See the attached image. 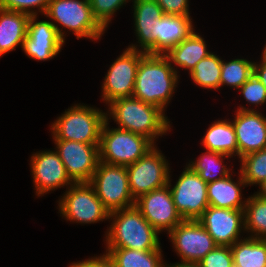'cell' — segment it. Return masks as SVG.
<instances>
[{"instance_id":"obj_1","label":"cell","mask_w":266,"mask_h":267,"mask_svg":"<svg viewBox=\"0 0 266 267\" xmlns=\"http://www.w3.org/2000/svg\"><path fill=\"white\" fill-rule=\"evenodd\" d=\"M176 68L164 54L146 53L140 60L132 97L164 108L178 84Z\"/></svg>"},{"instance_id":"obj_2","label":"cell","mask_w":266,"mask_h":267,"mask_svg":"<svg viewBox=\"0 0 266 267\" xmlns=\"http://www.w3.org/2000/svg\"><path fill=\"white\" fill-rule=\"evenodd\" d=\"M118 128L149 139L153 144L159 136L170 131V121L159 107L134 97L118 98L108 104Z\"/></svg>"},{"instance_id":"obj_3","label":"cell","mask_w":266,"mask_h":267,"mask_svg":"<svg viewBox=\"0 0 266 267\" xmlns=\"http://www.w3.org/2000/svg\"><path fill=\"white\" fill-rule=\"evenodd\" d=\"M109 218L114 221L106 234L107 248L161 250L159 232L135 205L110 212Z\"/></svg>"},{"instance_id":"obj_4","label":"cell","mask_w":266,"mask_h":267,"mask_svg":"<svg viewBox=\"0 0 266 267\" xmlns=\"http://www.w3.org/2000/svg\"><path fill=\"white\" fill-rule=\"evenodd\" d=\"M107 113L86 105H74L52 124L53 139L100 144Z\"/></svg>"},{"instance_id":"obj_5","label":"cell","mask_w":266,"mask_h":267,"mask_svg":"<svg viewBox=\"0 0 266 267\" xmlns=\"http://www.w3.org/2000/svg\"><path fill=\"white\" fill-rule=\"evenodd\" d=\"M108 116L100 137L99 161L119 166H128L143 157L153 144L146 137L119 128L109 129Z\"/></svg>"},{"instance_id":"obj_6","label":"cell","mask_w":266,"mask_h":267,"mask_svg":"<svg viewBox=\"0 0 266 267\" xmlns=\"http://www.w3.org/2000/svg\"><path fill=\"white\" fill-rule=\"evenodd\" d=\"M89 184L109 212L135 205L136 200L130 191L126 166L99 161Z\"/></svg>"},{"instance_id":"obj_7","label":"cell","mask_w":266,"mask_h":267,"mask_svg":"<svg viewBox=\"0 0 266 267\" xmlns=\"http://www.w3.org/2000/svg\"><path fill=\"white\" fill-rule=\"evenodd\" d=\"M44 15L73 31L77 39L85 37L95 41L105 32L94 18L89 0H50Z\"/></svg>"},{"instance_id":"obj_8","label":"cell","mask_w":266,"mask_h":267,"mask_svg":"<svg viewBox=\"0 0 266 267\" xmlns=\"http://www.w3.org/2000/svg\"><path fill=\"white\" fill-rule=\"evenodd\" d=\"M59 200V211L69 221L97 223L109 219L110 212L104 207L88 183H73Z\"/></svg>"},{"instance_id":"obj_9","label":"cell","mask_w":266,"mask_h":267,"mask_svg":"<svg viewBox=\"0 0 266 267\" xmlns=\"http://www.w3.org/2000/svg\"><path fill=\"white\" fill-rule=\"evenodd\" d=\"M166 160L154 145L143 157L126 166L130 191L135 200L168 184L170 171Z\"/></svg>"},{"instance_id":"obj_10","label":"cell","mask_w":266,"mask_h":267,"mask_svg":"<svg viewBox=\"0 0 266 267\" xmlns=\"http://www.w3.org/2000/svg\"><path fill=\"white\" fill-rule=\"evenodd\" d=\"M131 45L113 62L102 84V99L111 103L118 98L132 97L141 58L146 54Z\"/></svg>"},{"instance_id":"obj_11","label":"cell","mask_w":266,"mask_h":267,"mask_svg":"<svg viewBox=\"0 0 266 267\" xmlns=\"http://www.w3.org/2000/svg\"><path fill=\"white\" fill-rule=\"evenodd\" d=\"M207 184L187 166L170 188L173 202L184 220H198L209 207Z\"/></svg>"},{"instance_id":"obj_12","label":"cell","mask_w":266,"mask_h":267,"mask_svg":"<svg viewBox=\"0 0 266 267\" xmlns=\"http://www.w3.org/2000/svg\"><path fill=\"white\" fill-rule=\"evenodd\" d=\"M54 140L70 180L73 183H88L99 162V144Z\"/></svg>"},{"instance_id":"obj_13","label":"cell","mask_w":266,"mask_h":267,"mask_svg":"<svg viewBox=\"0 0 266 267\" xmlns=\"http://www.w3.org/2000/svg\"><path fill=\"white\" fill-rule=\"evenodd\" d=\"M169 182L166 186L141 195L135 201V206L142 216L160 233L163 230L171 232L184 219L177 211L173 202Z\"/></svg>"},{"instance_id":"obj_14","label":"cell","mask_w":266,"mask_h":267,"mask_svg":"<svg viewBox=\"0 0 266 267\" xmlns=\"http://www.w3.org/2000/svg\"><path fill=\"white\" fill-rule=\"evenodd\" d=\"M168 234L181 262L198 263L217 246L198 220H183Z\"/></svg>"},{"instance_id":"obj_15","label":"cell","mask_w":266,"mask_h":267,"mask_svg":"<svg viewBox=\"0 0 266 267\" xmlns=\"http://www.w3.org/2000/svg\"><path fill=\"white\" fill-rule=\"evenodd\" d=\"M37 15H31L23 51L35 60L45 61L57 56L65 42L63 30L54 22L38 21Z\"/></svg>"},{"instance_id":"obj_16","label":"cell","mask_w":266,"mask_h":267,"mask_svg":"<svg viewBox=\"0 0 266 267\" xmlns=\"http://www.w3.org/2000/svg\"><path fill=\"white\" fill-rule=\"evenodd\" d=\"M198 221L217 246L230 247L241 240L239 239L241 230L245 231L244 210L209 206Z\"/></svg>"},{"instance_id":"obj_17","label":"cell","mask_w":266,"mask_h":267,"mask_svg":"<svg viewBox=\"0 0 266 267\" xmlns=\"http://www.w3.org/2000/svg\"><path fill=\"white\" fill-rule=\"evenodd\" d=\"M232 124L237 138L238 158L266 148V117L262 113L240 106Z\"/></svg>"},{"instance_id":"obj_18","label":"cell","mask_w":266,"mask_h":267,"mask_svg":"<svg viewBox=\"0 0 266 267\" xmlns=\"http://www.w3.org/2000/svg\"><path fill=\"white\" fill-rule=\"evenodd\" d=\"M31 171L37 196L72 185L57 151H41L31 156Z\"/></svg>"},{"instance_id":"obj_19","label":"cell","mask_w":266,"mask_h":267,"mask_svg":"<svg viewBox=\"0 0 266 267\" xmlns=\"http://www.w3.org/2000/svg\"><path fill=\"white\" fill-rule=\"evenodd\" d=\"M194 31L190 16L163 15L152 30L153 54H165Z\"/></svg>"},{"instance_id":"obj_20","label":"cell","mask_w":266,"mask_h":267,"mask_svg":"<svg viewBox=\"0 0 266 267\" xmlns=\"http://www.w3.org/2000/svg\"><path fill=\"white\" fill-rule=\"evenodd\" d=\"M135 31L141 51L153 54V28L164 13L155 0H133Z\"/></svg>"},{"instance_id":"obj_21","label":"cell","mask_w":266,"mask_h":267,"mask_svg":"<svg viewBox=\"0 0 266 267\" xmlns=\"http://www.w3.org/2000/svg\"><path fill=\"white\" fill-rule=\"evenodd\" d=\"M239 174L240 177L236 183L230 174L225 178L207 184L209 206L235 210L245 209L246 201H242L241 187H245L246 182L243 180L241 173Z\"/></svg>"},{"instance_id":"obj_22","label":"cell","mask_w":266,"mask_h":267,"mask_svg":"<svg viewBox=\"0 0 266 267\" xmlns=\"http://www.w3.org/2000/svg\"><path fill=\"white\" fill-rule=\"evenodd\" d=\"M30 15L0 8V57L15 50L27 36Z\"/></svg>"},{"instance_id":"obj_23","label":"cell","mask_w":266,"mask_h":267,"mask_svg":"<svg viewBox=\"0 0 266 267\" xmlns=\"http://www.w3.org/2000/svg\"><path fill=\"white\" fill-rule=\"evenodd\" d=\"M206 45L204 38L193 31L179 44L171 47L164 55L171 64L173 63L185 70L188 69L190 73L201 59L211 54L207 51Z\"/></svg>"},{"instance_id":"obj_24","label":"cell","mask_w":266,"mask_h":267,"mask_svg":"<svg viewBox=\"0 0 266 267\" xmlns=\"http://www.w3.org/2000/svg\"><path fill=\"white\" fill-rule=\"evenodd\" d=\"M206 150L238 156V144L234 126L229 120H218L208 128L202 139Z\"/></svg>"},{"instance_id":"obj_25","label":"cell","mask_w":266,"mask_h":267,"mask_svg":"<svg viewBox=\"0 0 266 267\" xmlns=\"http://www.w3.org/2000/svg\"><path fill=\"white\" fill-rule=\"evenodd\" d=\"M230 247L234 267H266V239L246 237Z\"/></svg>"},{"instance_id":"obj_26","label":"cell","mask_w":266,"mask_h":267,"mask_svg":"<svg viewBox=\"0 0 266 267\" xmlns=\"http://www.w3.org/2000/svg\"><path fill=\"white\" fill-rule=\"evenodd\" d=\"M106 254L114 267H164L161 250L139 251L126 248H107Z\"/></svg>"},{"instance_id":"obj_27","label":"cell","mask_w":266,"mask_h":267,"mask_svg":"<svg viewBox=\"0 0 266 267\" xmlns=\"http://www.w3.org/2000/svg\"><path fill=\"white\" fill-rule=\"evenodd\" d=\"M229 158V155L206 150L198 160L190 162L189 166L195 173H198L200 178L206 182L220 180L230 175L231 169L222 165L224 158Z\"/></svg>"},{"instance_id":"obj_28","label":"cell","mask_w":266,"mask_h":267,"mask_svg":"<svg viewBox=\"0 0 266 267\" xmlns=\"http://www.w3.org/2000/svg\"><path fill=\"white\" fill-rule=\"evenodd\" d=\"M244 221V229L251 234L254 233L249 237L266 239V199L255 193L248 197L244 209Z\"/></svg>"},{"instance_id":"obj_29","label":"cell","mask_w":266,"mask_h":267,"mask_svg":"<svg viewBox=\"0 0 266 267\" xmlns=\"http://www.w3.org/2000/svg\"><path fill=\"white\" fill-rule=\"evenodd\" d=\"M222 60L211 53L208 57L201 59L195 68L189 73L194 83L206 89L220 88Z\"/></svg>"},{"instance_id":"obj_30","label":"cell","mask_w":266,"mask_h":267,"mask_svg":"<svg viewBox=\"0 0 266 267\" xmlns=\"http://www.w3.org/2000/svg\"><path fill=\"white\" fill-rule=\"evenodd\" d=\"M254 62L246 59H233L230 62L222 61L220 87L229 85L239 89L252 75Z\"/></svg>"},{"instance_id":"obj_31","label":"cell","mask_w":266,"mask_h":267,"mask_svg":"<svg viewBox=\"0 0 266 267\" xmlns=\"http://www.w3.org/2000/svg\"><path fill=\"white\" fill-rule=\"evenodd\" d=\"M240 173L246 185H259L266 179V148L240 158Z\"/></svg>"},{"instance_id":"obj_32","label":"cell","mask_w":266,"mask_h":267,"mask_svg":"<svg viewBox=\"0 0 266 267\" xmlns=\"http://www.w3.org/2000/svg\"><path fill=\"white\" fill-rule=\"evenodd\" d=\"M89 2L94 18L106 29L116 10L126 4L128 0H89Z\"/></svg>"},{"instance_id":"obj_33","label":"cell","mask_w":266,"mask_h":267,"mask_svg":"<svg viewBox=\"0 0 266 267\" xmlns=\"http://www.w3.org/2000/svg\"><path fill=\"white\" fill-rule=\"evenodd\" d=\"M50 0H0V8L10 11L22 12L28 15L45 14ZM38 8L36 11L32 8ZM32 10V11H31Z\"/></svg>"},{"instance_id":"obj_34","label":"cell","mask_w":266,"mask_h":267,"mask_svg":"<svg viewBox=\"0 0 266 267\" xmlns=\"http://www.w3.org/2000/svg\"><path fill=\"white\" fill-rule=\"evenodd\" d=\"M198 263L201 267H233L234 263L231 247L216 246Z\"/></svg>"},{"instance_id":"obj_35","label":"cell","mask_w":266,"mask_h":267,"mask_svg":"<svg viewBox=\"0 0 266 267\" xmlns=\"http://www.w3.org/2000/svg\"><path fill=\"white\" fill-rule=\"evenodd\" d=\"M241 90V91H240ZM250 104L263 105L266 103V87L253 74L239 90Z\"/></svg>"},{"instance_id":"obj_36","label":"cell","mask_w":266,"mask_h":267,"mask_svg":"<svg viewBox=\"0 0 266 267\" xmlns=\"http://www.w3.org/2000/svg\"><path fill=\"white\" fill-rule=\"evenodd\" d=\"M164 15L190 16L188 0H155Z\"/></svg>"},{"instance_id":"obj_37","label":"cell","mask_w":266,"mask_h":267,"mask_svg":"<svg viewBox=\"0 0 266 267\" xmlns=\"http://www.w3.org/2000/svg\"><path fill=\"white\" fill-rule=\"evenodd\" d=\"M69 267H114V264L105 252L100 257H92L86 261L74 262Z\"/></svg>"},{"instance_id":"obj_38","label":"cell","mask_w":266,"mask_h":267,"mask_svg":"<svg viewBox=\"0 0 266 267\" xmlns=\"http://www.w3.org/2000/svg\"><path fill=\"white\" fill-rule=\"evenodd\" d=\"M261 62L259 65L254 62L253 74L266 87V56L262 55Z\"/></svg>"},{"instance_id":"obj_39","label":"cell","mask_w":266,"mask_h":267,"mask_svg":"<svg viewBox=\"0 0 266 267\" xmlns=\"http://www.w3.org/2000/svg\"><path fill=\"white\" fill-rule=\"evenodd\" d=\"M164 267H201L199 263H194V262H178L176 264H172V265H167L165 263Z\"/></svg>"},{"instance_id":"obj_40","label":"cell","mask_w":266,"mask_h":267,"mask_svg":"<svg viewBox=\"0 0 266 267\" xmlns=\"http://www.w3.org/2000/svg\"><path fill=\"white\" fill-rule=\"evenodd\" d=\"M259 187L260 191L257 192L256 195L263 199H266V179L259 184Z\"/></svg>"},{"instance_id":"obj_41","label":"cell","mask_w":266,"mask_h":267,"mask_svg":"<svg viewBox=\"0 0 266 267\" xmlns=\"http://www.w3.org/2000/svg\"><path fill=\"white\" fill-rule=\"evenodd\" d=\"M262 54H263L264 56H266V45H265V47H264V50H263Z\"/></svg>"}]
</instances>
